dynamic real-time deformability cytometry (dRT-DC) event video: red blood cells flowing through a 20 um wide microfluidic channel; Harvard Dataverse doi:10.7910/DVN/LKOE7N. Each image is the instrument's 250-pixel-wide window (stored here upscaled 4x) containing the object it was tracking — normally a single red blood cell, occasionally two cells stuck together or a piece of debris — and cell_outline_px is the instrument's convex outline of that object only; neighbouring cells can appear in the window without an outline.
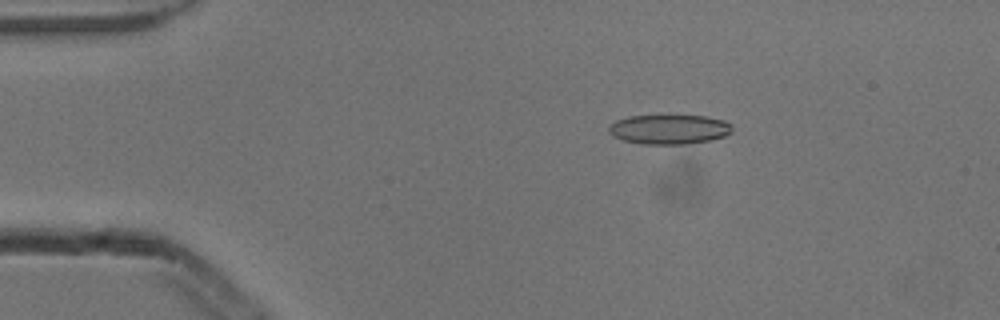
{"species": "common noctule bat (a hibernating species)", "species_latin": "Nyctalus noctula", "temperature_condition": "cold", "stored_images_in_passage": 3, "camera_frame_rate_fps": 3000, "um_per_image_px": 0.085, "animal": {"sex": "male", "body_mass_g": 13.3}, "frame": {"image": 1, "passage_image": 1, "time_ms": 0.0, "image_size_px": [1000, 320], "cell_outline_px": [[732, 132], [724, 136], [712, 140], [688, 144], [640, 144], [624, 140], [612, 136], [608, 132], [608, 128], [616, 120], [628, 116], [708, 116], [724, 120], [732, 124]], "centroid_in_image_um": [56.9, 11.0], "position_along_channel_um": 28.1, "area_um2": 21.39}}